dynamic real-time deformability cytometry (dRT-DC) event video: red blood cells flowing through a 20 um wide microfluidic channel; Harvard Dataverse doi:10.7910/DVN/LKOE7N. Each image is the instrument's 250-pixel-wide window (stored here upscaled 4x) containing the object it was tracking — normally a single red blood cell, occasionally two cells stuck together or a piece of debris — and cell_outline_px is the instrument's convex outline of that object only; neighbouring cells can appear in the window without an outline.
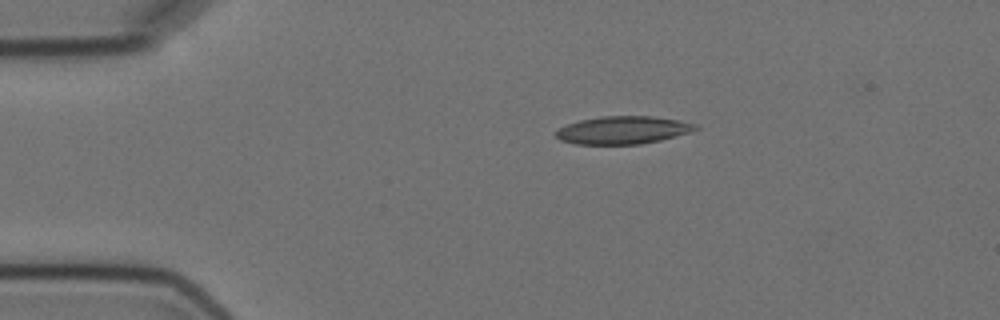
{"species": "Egyptian fruit bat (a non-hibernating species)", "species_latin": "Rousettus aegyptiacus", "temperature_condition": "cold", "stored_images_in_passage": 4, "camera_frame_rate_fps": 3000, "um_per_image_px": 0.085, "animal": {"sex": "female"}, "frame": {"image": 1, "passage_image": 1, "time_ms": 0.0, "image_size_px": [1000, 320], "cell_outline_px": [[700, 128], [688, 132], [660, 140], [640, 144], [576, 144], [560, 140], [552, 132], [568, 124], [580, 120], [600, 116], [652, 116], [676, 120], [696, 124]], "centroid_in_image_um": [52.9, 11.06], "position_along_channel_um": 32.1, "area_um2": 22.43}}
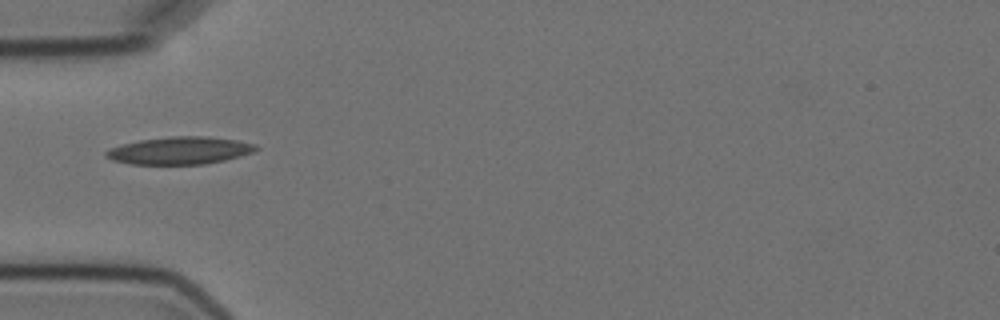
{"frame": {"image": 2, "passage_image": 3, "time_ms": 2.333, "image_size_px": [1000, 320], "cell_outline_px": [[260, 148], [256, 152], [224, 160], [204, 164], [132, 164], [112, 160], [104, 156], [104, 152], [108, 148], [140, 140], [172, 136], [208, 136], [236, 140], [256, 144]], "centroid_in_image_um": [15.3, 12.79], "position_along_channel_um": 69.7, "area_um2": 24.1}}
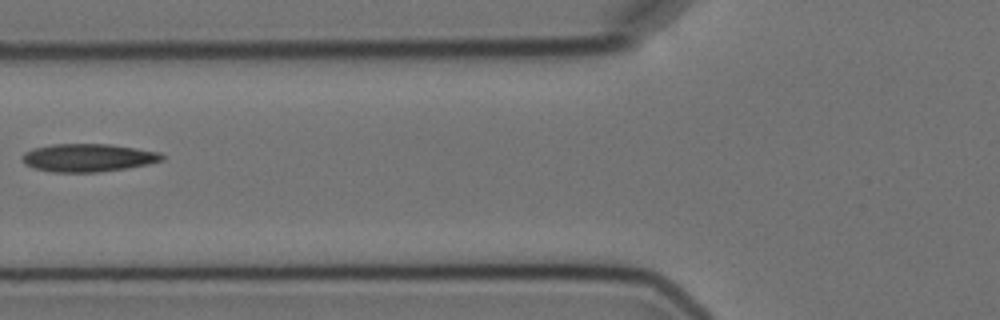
{"frame": {"image": 3, "passage_image": 4, "time_ms": 3.667, "image_size_px": [1000, 320], "cell_outline_px": [[164, 160], [148, 164], [128, 168], [100, 172], [52, 172], [32, 168], [24, 164], [24, 152], [32, 148], [52, 144], [112, 144], [160, 152], [164, 156]], "centroid_in_image_um": [7.5, 13.41], "position_along_channel_um": 118.3, "area_um2": 22.95}}